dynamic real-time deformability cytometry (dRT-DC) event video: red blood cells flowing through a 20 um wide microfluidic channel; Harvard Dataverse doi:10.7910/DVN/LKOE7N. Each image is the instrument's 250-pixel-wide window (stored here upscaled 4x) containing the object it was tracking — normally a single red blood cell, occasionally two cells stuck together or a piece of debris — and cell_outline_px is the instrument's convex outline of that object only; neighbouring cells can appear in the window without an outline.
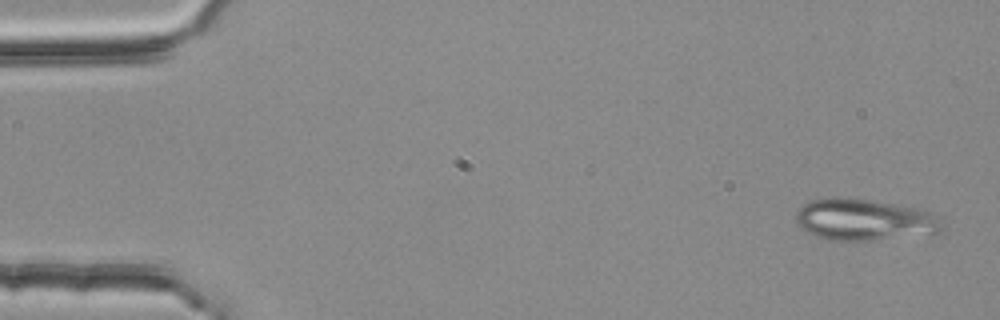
{"species": "common noctule bat (a hibernating species)", "species_latin": "Nyctalus noctula", "temperature_condition": "room temperature", "stored_images_in_passage": 4, "camera_frame_rate_fps": 3000, "um_per_image_px": 0.085, "animal": {"sex": "female", "body_mass_g": 25.1}, "frame": {"image": 1, "passage_image": 1, "time_ms": 0.0, "image_size_px": [1000, 320], "cell_outline_px": [[940, 232], [932, 236], [872, 240], [828, 240], [816, 236], [800, 228], [796, 224], [796, 212], [804, 204], [812, 200], [836, 196], [840, 196], [872, 200], [900, 204], [920, 208], [932, 212], [940, 220]], "centroid_in_image_um": [73.51, 18.68], "position_along_channel_um": 11.5, "area_um2": 36.18}}